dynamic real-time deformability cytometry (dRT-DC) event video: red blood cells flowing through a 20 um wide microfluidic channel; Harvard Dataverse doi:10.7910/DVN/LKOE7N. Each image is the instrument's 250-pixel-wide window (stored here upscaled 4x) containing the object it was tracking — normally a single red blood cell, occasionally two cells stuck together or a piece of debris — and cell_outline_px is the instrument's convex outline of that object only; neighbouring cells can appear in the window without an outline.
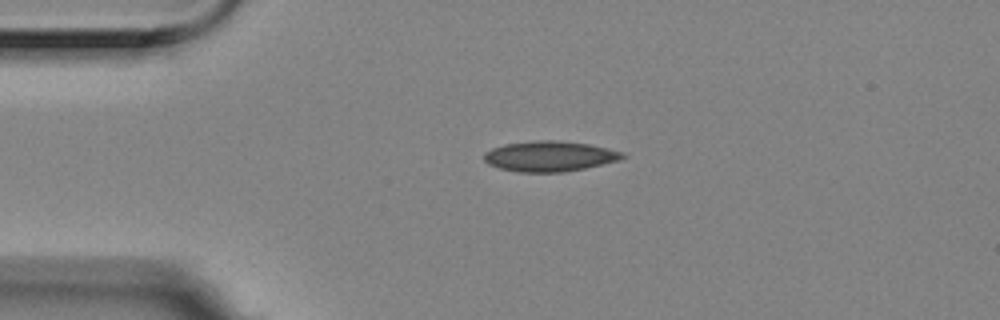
{"species": "Egyptian fruit bat (a non-hibernating species)", "species_latin": "Rousettus aegyptiacus", "temperature_condition": "room temperature", "stored_images_in_passage": 3, "camera_frame_rate_fps": 3000, "um_per_image_px": 0.085, "animal": {"sex": "female"}, "frame": {"image": 1, "passage_image": 1, "time_ms": 0.0, "image_size_px": [1000, 320], "cell_outline_px": [[628, 156], [620, 160], [584, 168], [564, 172], [520, 172], [500, 168], [488, 164], [484, 160], [484, 152], [492, 148], [504, 144], [536, 140], [560, 140], [588, 144], [608, 148], [624, 152]], "centroid_in_image_um": [46.74, 13.27], "position_along_channel_um": 38.3, "area_um2": 24.62}}
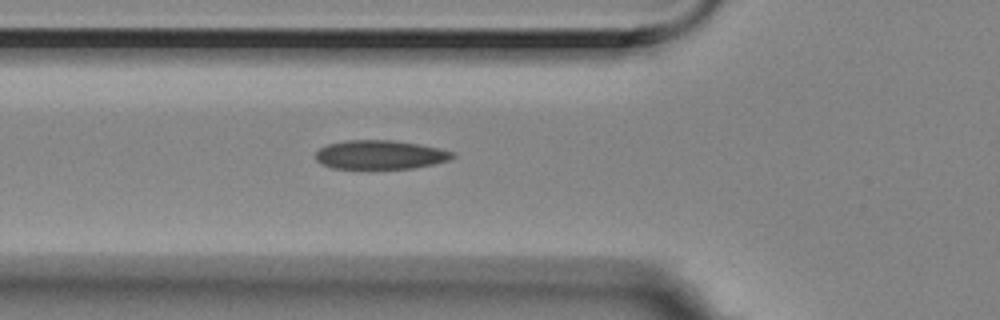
{"frame": {"image": 2, "passage_image": 3, "time_ms": 0.667, "image_size_px": [1000, 320], "cell_outline_px": [[456, 156], [448, 160], [432, 164], [412, 168], [332, 168], [320, 164], [316, 160], [316, 152], [320, 148], [328, 144], [344, 140], [392, 140], [440, 148], [452, 152]], "centroid_in_image_um": [32.27, 13.15], "position_along_channel_um": 93.5, "area_um2": 22.89}}